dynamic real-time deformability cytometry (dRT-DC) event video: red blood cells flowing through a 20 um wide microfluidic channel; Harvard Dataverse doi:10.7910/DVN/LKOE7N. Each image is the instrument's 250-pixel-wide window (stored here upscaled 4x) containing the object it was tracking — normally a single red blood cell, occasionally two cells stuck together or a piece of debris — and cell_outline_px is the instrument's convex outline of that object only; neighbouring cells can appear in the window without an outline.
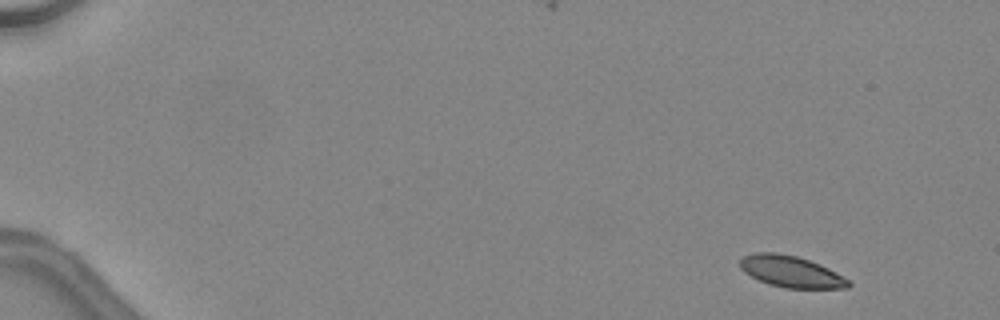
{"species": "common noctule bat (a hibernating species)", "species_latin": "Nyctalus noctula", "temperature_condition": "warm", "stored_images_in_passage": 5, "camera_frame_rate_fps": 3000, "um_per_image_px": 0.085, "animal": {"sex": "female", "body_mass_g": 24.6, "forearm_length_mm": 56.2}, "frame": {"image": 1, "passage_image": 1, "time_ms": 0.0, "image_size_px": [1000, 320], "cell_outline_px": [[852, 284], [848, 288], [784, 288], [768, 284], [744, 272], [740, 268], [740, 260], [744, 256], [752, 252], [776, 252], [796, 256], [820, 264], [844, 276]], "centroid_in_image_um": [67.23, 23.08], "position_along_channel_um": 17.8, "area_um2": 19.88}}